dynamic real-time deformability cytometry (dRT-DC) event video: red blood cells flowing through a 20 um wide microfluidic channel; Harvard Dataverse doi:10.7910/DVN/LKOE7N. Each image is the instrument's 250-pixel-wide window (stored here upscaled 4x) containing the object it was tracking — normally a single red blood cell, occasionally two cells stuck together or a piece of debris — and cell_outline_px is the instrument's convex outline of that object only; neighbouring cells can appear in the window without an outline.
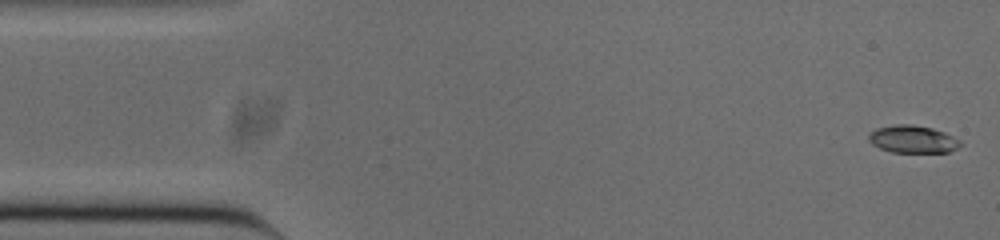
{"species": "common noctule bat (a hibernating species)", "species_latin": "Nyctalus noctula", "temperature_condition": "cold", "stored_images_in_passage": 52, "camera_frame_rate_fps": 3000, "um_per_image_px": 0.085, "animal": {"sex": "male", "body_mass_g": 20.0, "forearm_length_mm": 53.3}, "frame": {"image": 1, "passage_image": 1, "time_ms": 0.0, "image_size_px": [1000, 240], "cell_outline_px": [[964, 144], [948, 152], [892, 152], [880, 148], [872, 144], [868, 140], [868, 136], [876, 128], [896, 124], [912, 124], [932, 128], [944, 132], [960, 140]], "centroid_in_image_um": [77.59, 11.83], "position_along_channel_um": 7.4, "area_um2": 14.68}}
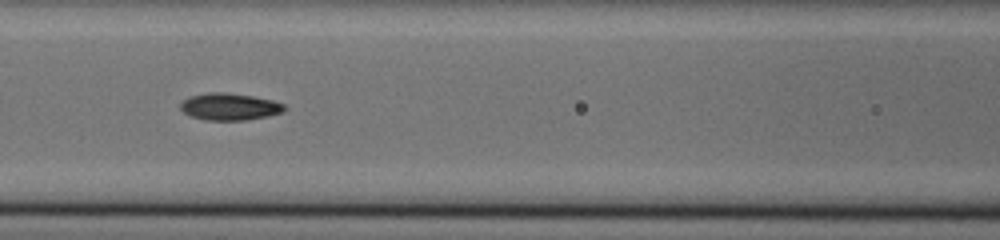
{"frame": {"image": 2, "passage_image": 21, "time_ms": 6.667, "image_size_px": [1000, 240], "cell_outline_px": [[288, 108], [284, 112], [268, 116], [244, 120], [204, 120], [192, 116], [184, 112], [180, 108], [180, 104], [184, 100], [192, 96], [208, 92], [224, 92], [252, 96], [272, 100], [284, 104]], "centroid_in_image_um": [19.55, 9.07], "position_along_channel_um": 147.0, "area_um2": 16.3}}
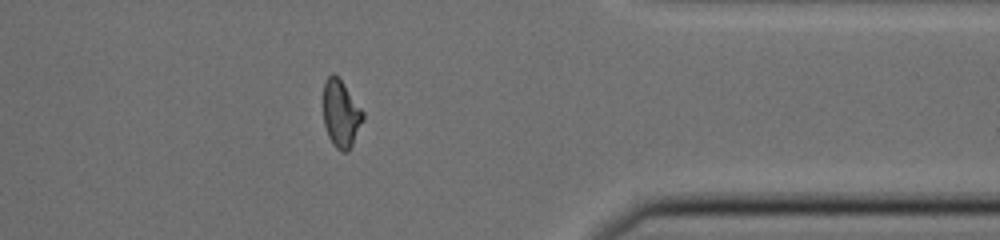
{"frame": {"image": 3, "passage_image": 41, "time_ms": 13.333, "image_size_px": [1000, 240], "cell_outline_px": [[364, 116], [352, 144], [348, 152], [340, 152], [332, 144], [328, 136], [324, 124], [324, 80], [332, 72], [344, 84], [364, 112]], "centroid_in_image_um": [28.97, 9.68], "position_along_channel_um": 382.4, "area_um2": 15.37}, "authors_computed_cell_mechanics": {"area_um2": 15.8372, "velocity_mm_per_s": 3.8385, "shape_relaxation_time_tau1_ms": 7.9125, "shape_relaxation_time_tau2_ms": 3.0255, "deformation_change_tau1": 0.2302, "deformation_change_tau2": 0.0835}}